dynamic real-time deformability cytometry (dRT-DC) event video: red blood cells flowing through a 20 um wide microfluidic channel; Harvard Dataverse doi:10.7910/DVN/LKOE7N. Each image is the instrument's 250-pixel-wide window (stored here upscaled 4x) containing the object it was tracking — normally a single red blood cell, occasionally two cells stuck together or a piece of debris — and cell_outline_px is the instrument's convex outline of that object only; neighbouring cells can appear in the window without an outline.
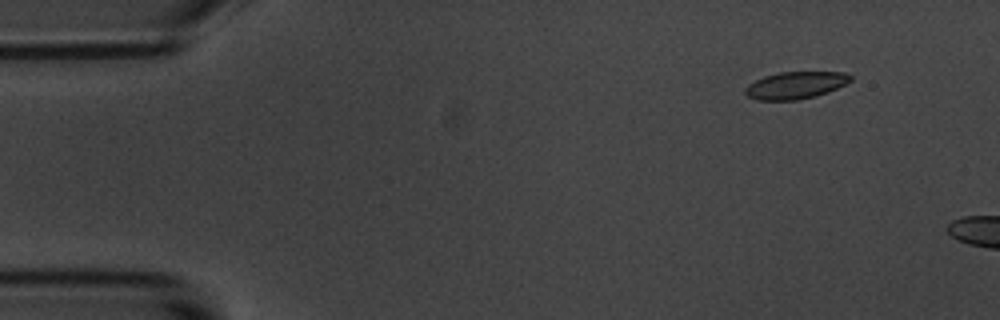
{"species": "common noctule bat (a hibernating species)", "species_latin": "Nyctalus noctula", "temperature_condition": "room temperature", "stored_images_in_passage": 3, "camera_frame_rate_fps": 3000, "um_per_image_px": 0.085, "animal": {"sex": "male", "body_mass_g": 20.1, "forearm_length_mm": 53.5}, "frame": {"image": 1, "passage_image": 1, "time_ms": 0.0, "image_size_px": [1000, 320], "cell_outline_px": [[852, 80], [828, 92], [816, 96], [796, 100], [760, 100], [748, 96], [744, 92], [744, 88], [748, 84], [764, 76], [780, 72], [844, 72], [852, 76]], "centroid_in_image_um": [67.61, 7.24], "position_along_channel_um": 17.4, "area_um2": 16.59}}